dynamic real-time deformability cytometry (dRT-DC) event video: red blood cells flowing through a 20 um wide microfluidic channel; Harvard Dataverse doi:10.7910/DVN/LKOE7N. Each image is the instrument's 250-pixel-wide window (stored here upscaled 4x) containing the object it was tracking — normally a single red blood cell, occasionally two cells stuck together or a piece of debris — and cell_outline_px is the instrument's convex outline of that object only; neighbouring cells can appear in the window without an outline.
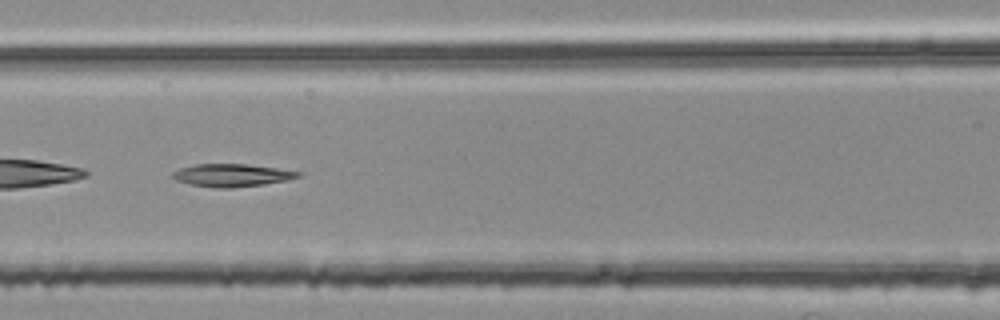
{"species": "common noctule bat (a hibernating species)", "species_latin": "Nyctalus noctula", "temperature_condition": "room temperature", "stored_images_in_passage": 53, "camera_frame_rate_fps": 3000, "um_per_image_px": 0.085, "animal": {"sex": "female", "body_mass_g": 25.1}, "frame": {"image": 1, "passage_image": 23, "time_ms": 7.333, "image_size_px": [1000, 320], "cell_outline_px": [[304, 172], [300, 176], [284, 180], [264, 184], [232, 188], [216, 188], [192, 184], [176, 180], [172, 176], [172, 172], [180, 168], [196, 164], [248, 164]], "centroid_in_image_um": [19.71, 14.89], "position_along_channel_um": 146.9, "area_um2": 16.47}}
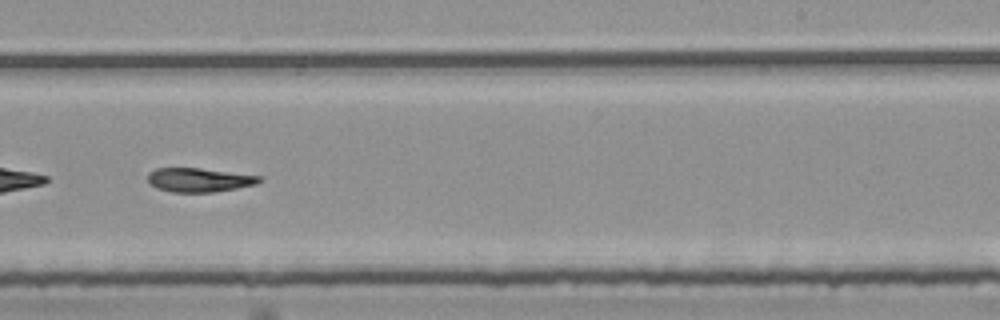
{"frame": {"image": 2, "passage_image": 33, "time_ms": 10.667, "image_size_px": [1000, 320], "cell_outline_px": [[264, 180], [256, 184], [236, 188], [212, 192], [172, 192], [156, 188], [148, 184], [148, 172], [156, 168], [200, 168], [264, 176]], "centroid_in_image_um": [16.93, 15.29], "position_along_channel_um": 272.1, "area_um2": 15.78}}
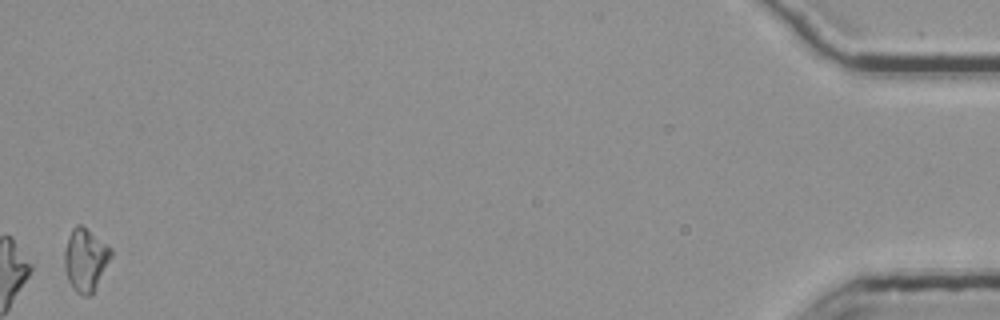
{"frame": {"image": 3, "passage_image": 53, "time_ms": 17.333, "image_size_px": [1000, 320], "cell_outline_px": [[112, 256], [92, 296], [84, 296], [76, 292], [72, 288], [68, 280], [64, 268], [64, 248], [68, 236], [72, 228], [76, 224], [80, 224], [112, 248]], "centroid_in_image_um": [7.25, 22.1], "position_along_channel_um": 427.9, "area_um2": 17.22}, "authors_computed_cell_mechanics": {"area_um2": 16.5886, "velocity_mm_per_s": 3.772, "shape_relaxation_time_tau1_ms": null, "shape_relaxation_time_tau2_ms": 5.2562, "deformation_change_tau1": null, "deformation_change_tau2": 0.1227}}